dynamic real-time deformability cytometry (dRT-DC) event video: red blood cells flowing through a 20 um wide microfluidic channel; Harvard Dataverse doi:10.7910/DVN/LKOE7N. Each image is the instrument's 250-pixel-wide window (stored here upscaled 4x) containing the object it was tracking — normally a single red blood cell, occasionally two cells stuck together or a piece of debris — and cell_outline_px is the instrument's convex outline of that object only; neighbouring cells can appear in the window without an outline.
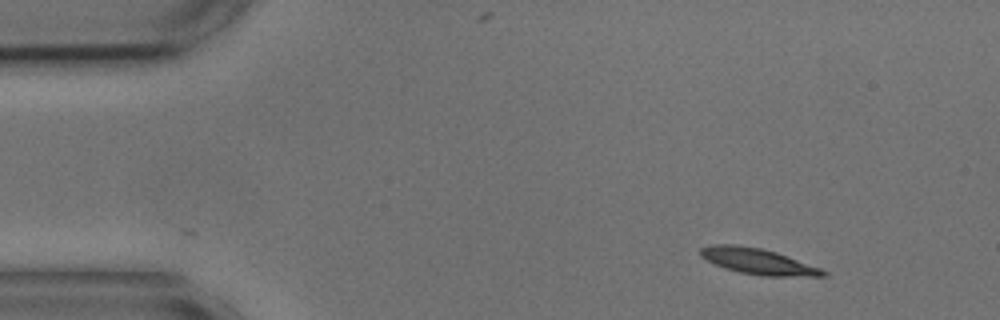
{"species": "common noctule bat (a hibernating species)", "species_latin": "Nyctalus noctula", "temperature_condition": "cold", "stored_images_in_passage": 51, "segment_of_instrument_passage": [1, 2], "camera_frame_rate_fps": 3000, "um_per_image_px": 0.085, "animal": {"sex": "male", "body_mass_g": 17.9, "forearm_length_mm": 54.2}, "frame": {"image": 1, "passage_image": 1, "time_ms": 0.0, "image_size_px": [1000, 320], "cell_outline_px": [[828, 276], [764, 276], [740, 272], [716, 264], [700, 256], [700, 248], [712, 244], [732, 244], [760, 248], [776, 252], [820, 268], [828, 272]], "centroid_in_image_um": [64.44, 22.21], "position_along_channel_um": 20.6, "area_um2": 18.15}}
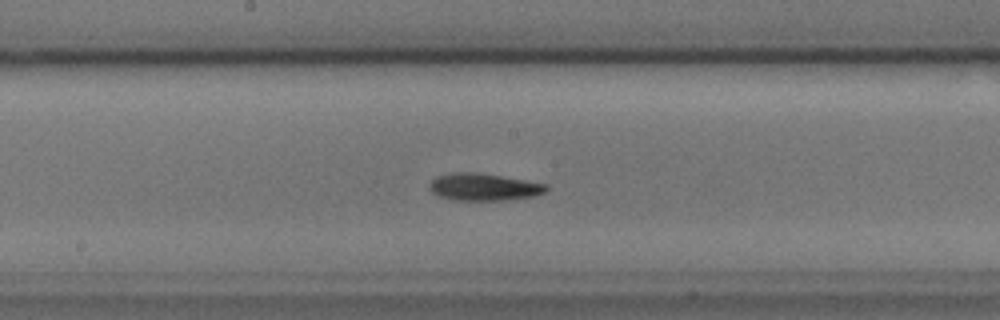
{"frame": {"image": 2, "passage_image": 23, "time_ms": 7.333, "image_size_px": [1000, 320], "cell_outline_px": [[548, 188], [544, 192], [532, 196], [504, 200], [456, 200], [440, 196], [432, 192], [428, 188], [428, 184], [436, 176], [452, 172], [476, 172], [548, 184]], "centroid_in_image_um": [41.07, 15.88], "position_along_channel_um": 207.1, "area_um2": 18.38}}
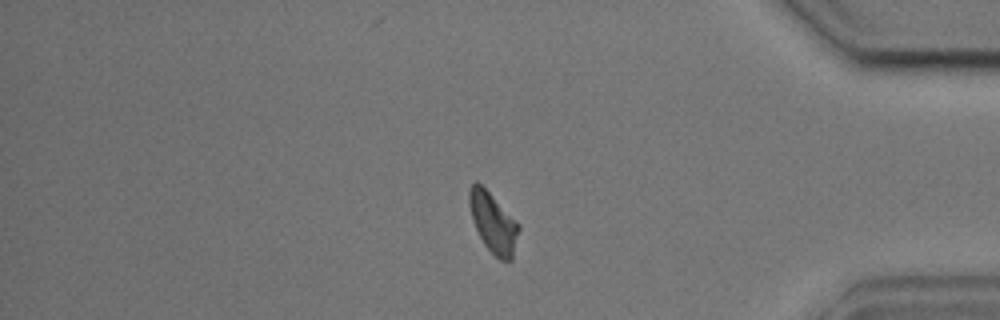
{"frame": {"image": 3, "passage_image": 41, "time_ms": 13.333, "image_size_px": [1000, 320], "cell_outline_px": [[520, 228], [512, 260], [500, 260], [484, 244], [472, 220], [468, 204], [468, 188], [476, 180], [520, 224]], "centroid_in_image_um": [41.91, 18.92], "position_along_channel_um": 393.3, "area_um2": 17.17}}